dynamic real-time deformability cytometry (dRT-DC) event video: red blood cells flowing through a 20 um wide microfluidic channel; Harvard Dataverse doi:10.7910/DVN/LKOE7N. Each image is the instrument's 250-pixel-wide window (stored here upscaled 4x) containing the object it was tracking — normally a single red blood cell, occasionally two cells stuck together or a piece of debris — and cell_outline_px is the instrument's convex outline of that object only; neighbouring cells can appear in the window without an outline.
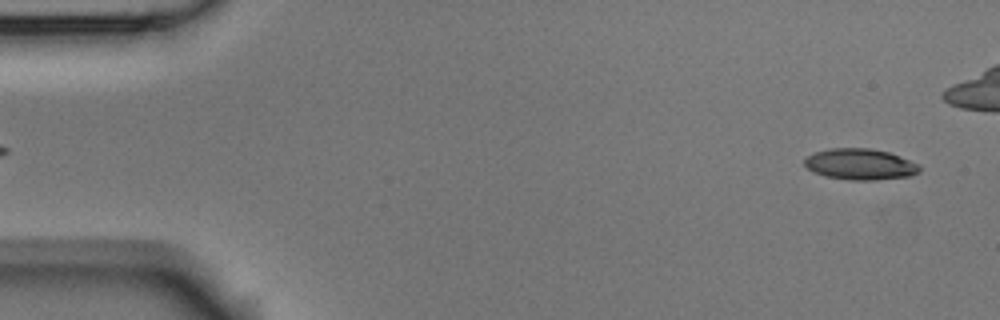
{"species": "Egyptian fruit bat (a non-hibernating species)", "species_latin": "Rousettus aegyptiacus", "temperature_condition": "room temperature", "stored_images_in_passage": 3, "camera_frame_rate_fps": 3000, "um_per_image_px": 0.085, "animal": {"sex": "male"}, "frame": {"image": 1, "passage_image": 3, "time_ms": 0.667, "image_size_px": [1000, 320], "cell_outline_px": [[920, 172], [908, 176], [876, 180], [848, 180], [824, 176], [812, 172], [804, 164], [804, 160], [808, 156], [816, 152], [832, 148], [868, 148], [888, 152], [920, 164]], "centroid_in_image_um": [73.11, 13.97], "position_along_channel_um": 11.9, "area_um2": 20.81}}